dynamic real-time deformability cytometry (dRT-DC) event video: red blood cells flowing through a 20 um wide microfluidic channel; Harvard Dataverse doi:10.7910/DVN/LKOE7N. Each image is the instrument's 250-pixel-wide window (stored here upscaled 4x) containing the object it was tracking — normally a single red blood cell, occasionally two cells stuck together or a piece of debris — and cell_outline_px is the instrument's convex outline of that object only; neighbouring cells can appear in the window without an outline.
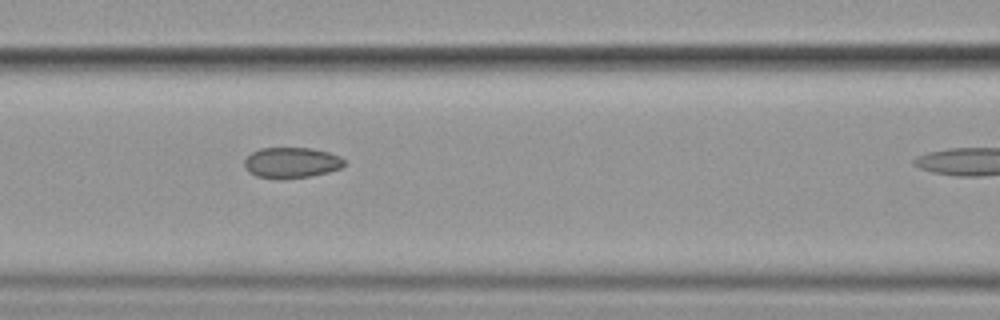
{"species": "common noctule bat (a hibernating species)", "species_latin": "Nyctalus noctula", "temperature_condition": "cold", "stored_images_in_passage": 6, "camera_frame_rate_fps": 3000, "um_per_image_px": 0.085, "animal": {"sex": "female", "body_mass_g": 19.9}, "frame": {"image": 1, "passage_image": 5, "time_ms": 4.667, "image_size_px": [1000, 320], "cell_outline_px": [[344, 164], [340, 168], [328, 172], [308, 176], [256, 176], [248, 172], [244, 168], [244, 160], [252, 152], [260, 148], [312, 148], [328, 152], [340, 156], [344, 160]], "centroid_in_image_um": [24.77, 13.78], "position_along_channel_um": 141.8, "area_um2": 17.22}}